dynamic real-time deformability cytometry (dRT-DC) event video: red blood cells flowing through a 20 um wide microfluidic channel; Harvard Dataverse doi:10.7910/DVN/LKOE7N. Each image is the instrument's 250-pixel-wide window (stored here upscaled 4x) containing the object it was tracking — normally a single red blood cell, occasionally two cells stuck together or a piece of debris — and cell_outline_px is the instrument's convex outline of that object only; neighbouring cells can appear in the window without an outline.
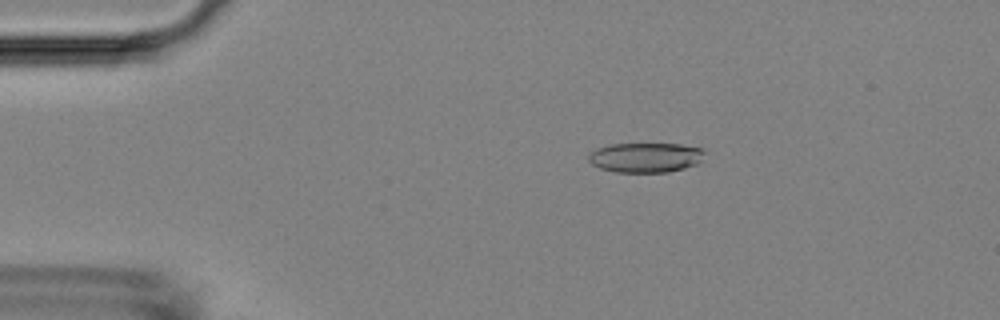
{"species": "Egyptian fruit bat (a non-hibernating species)", "species_latin": "Rousettus aegyptiacus", "temperature_condition": "room temperature", "stored_images_in_passage": 52, "camera_frame_rate_fps": 3000, "um_per_image_px": 0.085, "animal": {"sex": "female"}, "frame": {"image": 1, "passage_image": 9, "time_ms": 2.667, "image_size_px": [1000, 320], "cell_outline_px": [[704, 152], [700, 164], [668, 172], [616, 172], [600, 168], [592, 164], [588, 160], [588, 156], [596, 148], [608, 144], [680, 144], [704, 148]], "centroid_in_image_um": [54.89, 13.38], "position_along_channel_um": 30.1, "area_um2": 20.29}}
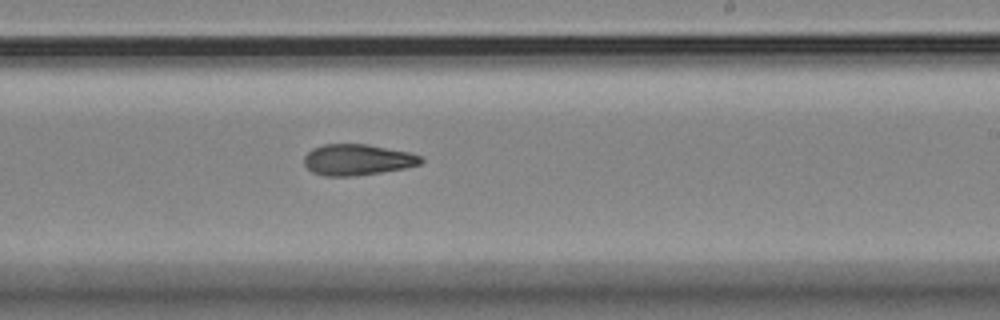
{"frame": {"image": 2, "passage_image": 31, "time_ms": 10.0, "image_size_px": [1000, 320], "cell_outline_px": [[424, 160], [420, 164], [404, 168], [356, 176], [324, 176], [312, 172], [304, 164], [304, 156], [312, 148], [324, 144], [368, 144], [408, 152], [420, 156]], "centroid_in_image_um": [30.35, 13.57], "position_along_channel_um": 258.7, "area_um2": 21.1}}
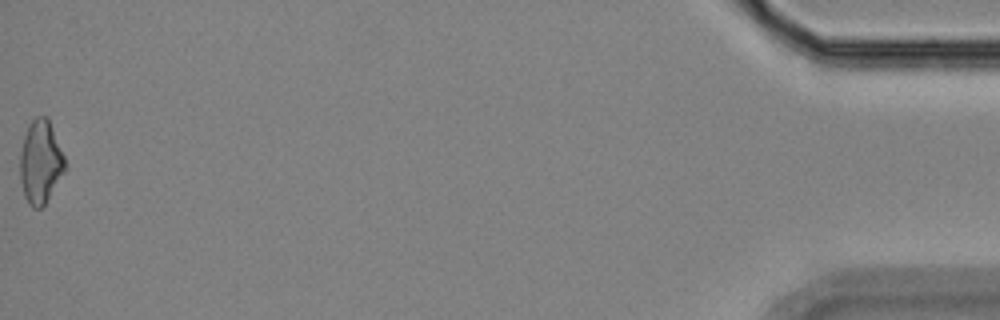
{"frame": {"image": 3, "passage_image": 52, "time_ms": 17.0, "image_size_px": [1000, 320], "cell_outline_px": [[64, 172], [44, 204], [40, 208], [32, 208], [28, 204], [24, 196], [20, 180], [20, 152], [24, 136], [28, 124], [36, 116], [48, 116], [64, 156]], "centroid_in_image_um": [3.42, 13.74], "position_along_channel_um": 431.8, "area_um2": 21.68}, "authors_computed_cell_mechanics": {"area_um2": 21.2993, "velocity_mm_per_s": 3.8153, "shape_relaxation_time_tau1_ms": null, "shape_relaxation_time_tau2_ms": 8.4841, "deformation_change_tau1": null, "deformation_change_tau2": 0.1944}}